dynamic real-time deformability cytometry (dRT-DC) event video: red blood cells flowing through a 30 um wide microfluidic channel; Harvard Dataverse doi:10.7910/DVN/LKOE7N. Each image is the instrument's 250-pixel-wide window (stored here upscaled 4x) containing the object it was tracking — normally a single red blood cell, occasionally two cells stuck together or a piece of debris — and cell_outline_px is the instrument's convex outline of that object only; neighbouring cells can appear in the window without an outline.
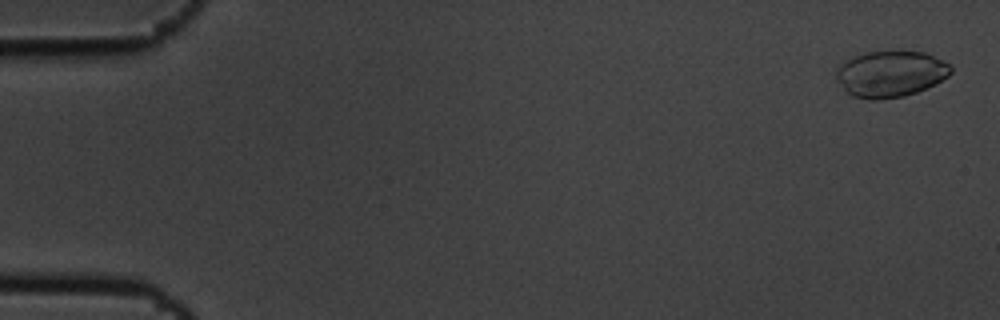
{"species": "common noctule bat (a hibernating species)", "species_latin": "Nyctalus noctula", "temperature_condition": "cold", "stored_images_in_passage": 5, "camera_frame_rate_fps": 3000, "um_per_image_px": 0.085, "animal": {"sex": "male", "body_mass_g": 19.5, "forearm_length_mm": 54.6}, "frame": {"image": 1, "passage_image": 5, "time_ms": 1.333, "image_size_px": [1000, 320], "cell_outline_px": [[952, 72], [948, 76], [916, 92], [904, 96], [876, 100], [872, 100], [852, 96], [836, 80], [836, 68], [840, 64], [856, 56], [868, 52], [924, 52], [948, 64], [952, 68]], "centroid_in_image_um": [75.66, 6.3], "position_along_channel_um": 9.3, "area_um2": 30.23}}